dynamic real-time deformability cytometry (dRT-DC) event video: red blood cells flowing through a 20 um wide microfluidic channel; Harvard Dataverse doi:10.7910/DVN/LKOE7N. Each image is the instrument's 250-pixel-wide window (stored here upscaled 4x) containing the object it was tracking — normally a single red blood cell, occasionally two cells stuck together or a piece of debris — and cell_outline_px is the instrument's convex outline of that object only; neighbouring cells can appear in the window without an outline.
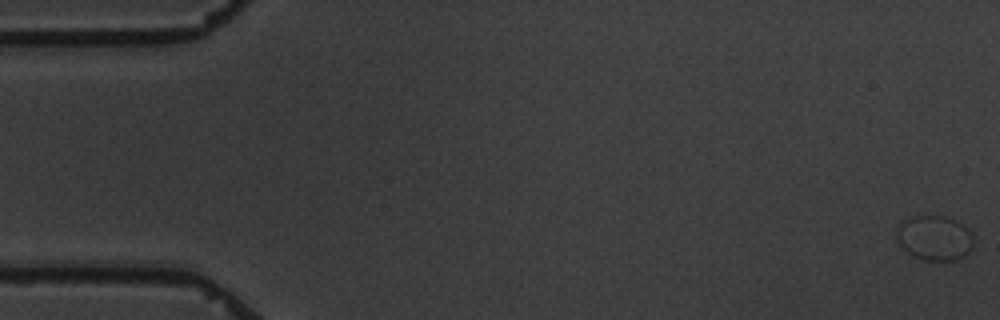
{"species": "common noctule bat (a hibernating species)", "species_latin": "Nyctalus noctula", "temperature_condition": "warm", "stored_images_in_passage": 5, "segment_of_instrument_passage": [1, 2], "camera_frame_rate_fps": 3000, "um_per_image_px": 0.085, "animal": {"sex": "male", "body_mass_g": 19.5, "forearm_length_mm": 54.6}, "frame": {"image": 1, "passage_image": 1, "time_ms": 0.0, "image_size_px": [1000, 320], "cell_outline_px": [[972, 244], [968, 252], [964, 256], [956, 260], [924, 260], [908, 252], [896, 240], [896, 228], [900, 220], [912, 216], [944, 216], [960, 224], [972, 236]], "centroid_in_image_um": [79.36, 20.22], "position_along_channel_um": 5.6, "area_um2": 19.77}}